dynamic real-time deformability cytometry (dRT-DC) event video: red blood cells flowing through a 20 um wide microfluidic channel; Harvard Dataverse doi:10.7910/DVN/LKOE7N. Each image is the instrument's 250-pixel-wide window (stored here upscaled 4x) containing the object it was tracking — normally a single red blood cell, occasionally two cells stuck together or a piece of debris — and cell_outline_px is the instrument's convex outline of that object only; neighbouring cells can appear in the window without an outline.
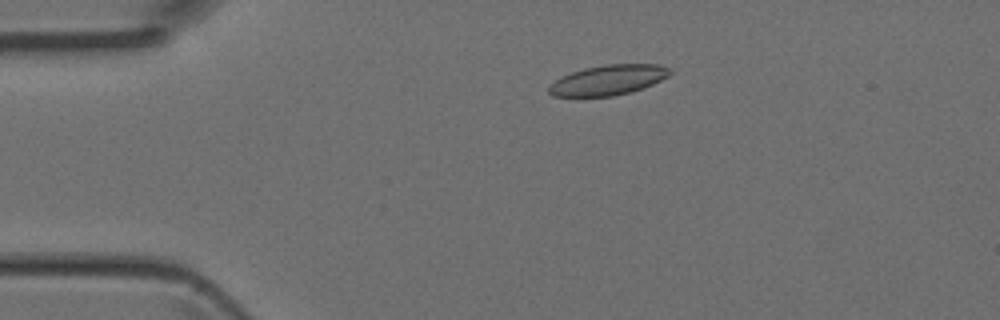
{"species": "Egyptian fruit bat (a non-hibernating species)", "species_latin": "Rousettus aegyptiacus", "temperature_condition": "room temperature", "stored_images_in_passage": 4, "camera_frame_rate_fps": 3000, "um_per_image_px": 0.085, "animal": {"sex": "female"}, "frame": {"image": 1, "passage_image": 3, "time_ms": 0.667, "image_size_px": [1000, 320], "cell_outline_px": [[672, 72], [668, 76], [652, 84], [628, 92], [612, 96], [552, 96], [548, 92], [548, 88], [560, 76], [584, 68], [608, 64], [656, 64], [668, 68]], "centroid_in_image_um": [51.67, 6.79], "position_along_channel_um": 33.3, "area_um2": 20.87}}